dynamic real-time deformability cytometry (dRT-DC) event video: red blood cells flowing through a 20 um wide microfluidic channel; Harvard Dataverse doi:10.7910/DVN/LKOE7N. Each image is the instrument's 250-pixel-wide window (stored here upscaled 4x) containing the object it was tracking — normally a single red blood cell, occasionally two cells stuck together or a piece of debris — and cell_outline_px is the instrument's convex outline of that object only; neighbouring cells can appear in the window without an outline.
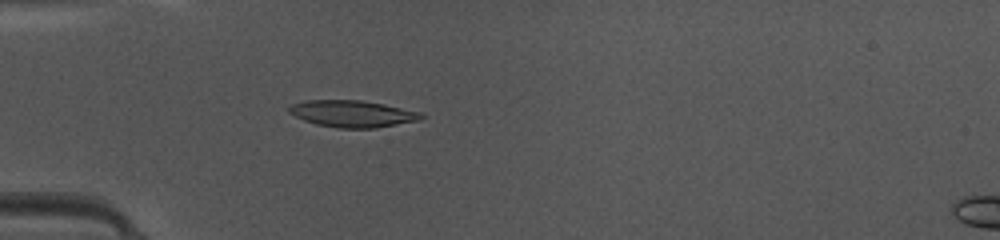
{"species": "common noctule bat (a hibernating species)", "species_latin": "Nyctalus noctula", "temperature_condition": "warm", "stored_images_in_passage": 34, "camera_frame_rate_fps": 3000, "um_per_image_px": 0.085, "animal": {"sex": "female", "body_mass_g": 10.0, "forearm_length_mm": 53.1}, "frame": {"image": 1, "passage_image": 1, "time_ms": 0.0, "image_size_px": [1000, 240], "cell_outline_px": [[424, 116], [420, 120], [376, 128], [336, 128], [316, 124], [304, 120], [288, 112], [288, 108], [292, 104], [304, 100], [360, 100], [384, 104], [424, 112]], "centroid_in_image_um": [29.98, 9.66], "position_along_channel_um": 55.0, "area_um2": 20.75}}
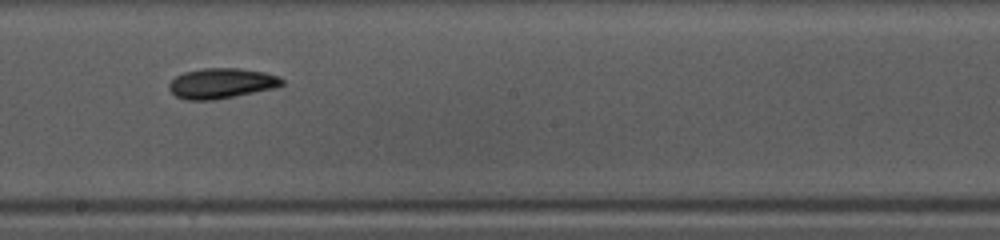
{"frame": {"image": 2, "passage_image": 14, "time_ms": 4.333, "image_size_px": [1000, 240], "cell_outline_px": [[284, 84], [272, 88], [212, 100], [188, 100], [176, 96], [168, 88], [168, 84], [176, 76], [184, 72], [200, 68], [240, 68], [264, 72], [276, 76], [284, 80]], "centroid_in_image_um": [18.78, 7.07], "position_along_channel_um": 229.4, "area_um2": 19.65}}
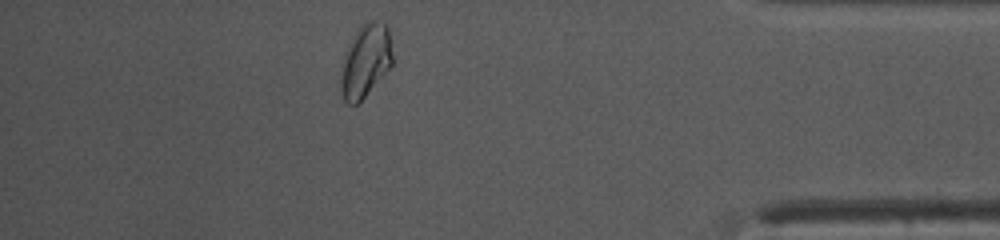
{"frame": {"image": 3, "passage_image": 29, "time_ms": 9.333, "image_size_px": [1000, 240], "cell_outline_px": [[392, 68], [356, 104], [348, 104], [344, 100], [340, 88], [340, 68], [348, 44], [356, 28], [368, 20], [372, 20], [388, 24], [392, 56]], "centroid_in_image_um": [31.06, 5.14], "position_along_channel_um": 404.1, "area_um2": 22.37}, "authors_computed_cell_mechanics": {"area_um2": 19.8254, "velocity_mm_per_s": 4.1746, "shape_relaxation_time_tau1_ms": 3.4059, "shape_relaxation_time_tau2_ms": 8.6013, "deformation_change_tau1": 0.142, "deformation_change_tau2": 0.1194}}